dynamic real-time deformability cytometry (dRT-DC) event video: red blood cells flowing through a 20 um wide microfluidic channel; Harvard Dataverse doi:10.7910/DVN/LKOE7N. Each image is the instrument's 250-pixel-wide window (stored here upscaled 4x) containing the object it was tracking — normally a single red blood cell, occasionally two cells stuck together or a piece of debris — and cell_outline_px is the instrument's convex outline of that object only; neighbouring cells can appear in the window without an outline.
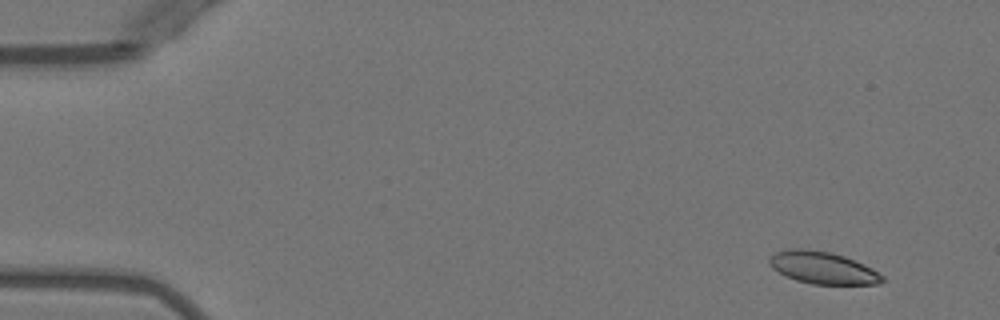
{"species": "Egyptian fruit bat (a non-hibernating species)", "species_latin": "Rousettus aegyptiacus", "temperature_condition": "warm", "stored_images_in_passage": 4, "camera_frame_rate_fps": 3000, "um_per_image_px": 0.085, "animal": {"sex": "female"}, "frame": {"image": 1, "passage_image": 1, "time_ms": 0.0, "image_size_px": [1000, 320], "cell_outline_px": [[884, 280], [880, 284], [812, 284], [796, 280], [772, 268], [768, 264], [768, 260], [776, 252], [796, 248], [828, 252], [844, 256], [864, 264], [872, 268], [884, 276]], "centroid_in_image_um": [69.96, 22.77], "position_along_channel_um": 15.0, "area_um2": 20.87}}
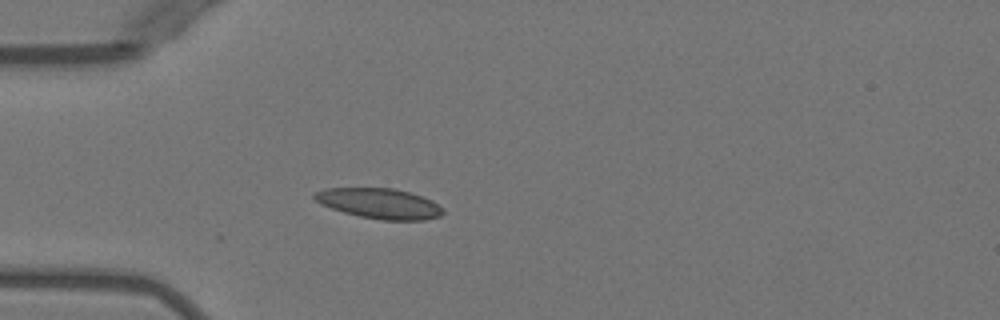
{"frame": {"image": 2, "passage_image": 4, "time_ms": 3.667, "image_size_px": [1000, 320], "cell_outline_px": [[444, 212], [440, 216], [424, 220], [380, 220], [360, 216], [344, 212], [320, 204], [312, 196], [316, 192], [324, 188], [396, 188], [432, 200], [444, 208]], "centroid_in_image_um": [32.27, 17.29], "position_along_channel_um": 52.7, "area_um2": 22.66}}